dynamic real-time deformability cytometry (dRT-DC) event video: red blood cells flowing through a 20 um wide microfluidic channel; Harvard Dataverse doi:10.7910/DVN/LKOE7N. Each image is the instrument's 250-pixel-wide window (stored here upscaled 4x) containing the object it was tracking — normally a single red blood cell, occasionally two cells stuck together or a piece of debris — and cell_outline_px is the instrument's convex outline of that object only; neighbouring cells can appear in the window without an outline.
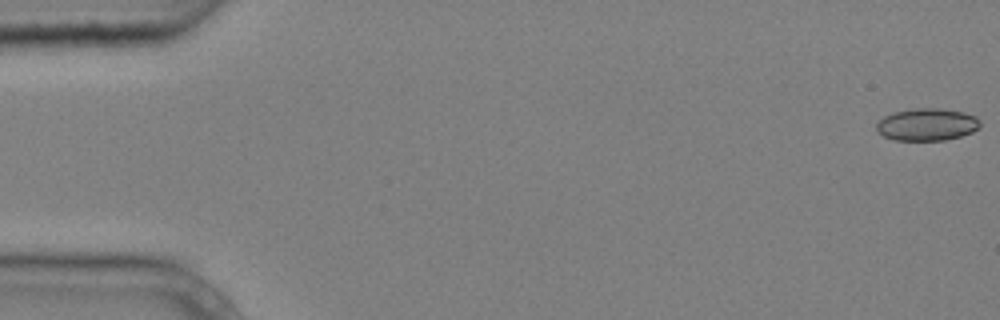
{"species": "common noctule bat (a hibernating species)", "species_latin": "Nyctalus noctula", "temperature_condition": "cold", "stored_images_in_passage": 10, "camera_frame_rate_fps": 3000, "um_per_image_px": 0.085, "animal": {"sex": "male", "body_mass_g": 20.4}, "frame": {"image": 1, "passage_image": 1, "time_ms": 0.0, "image_size_px": [1000, 320], "cell_outline_px": [[980, 128], [972, 132], [960, 136], [944, 140], [896, 140], [884, 136], [876, 132], [876, 124], [884, 116], [892, 112], [916, 108], [940, 108], [964, 112], [976, 116], [980, 120]], "centroid_in_image_um": [78.8, 10.57], "position_along_channel_um": 6.2, "area_um2": 19.65}}
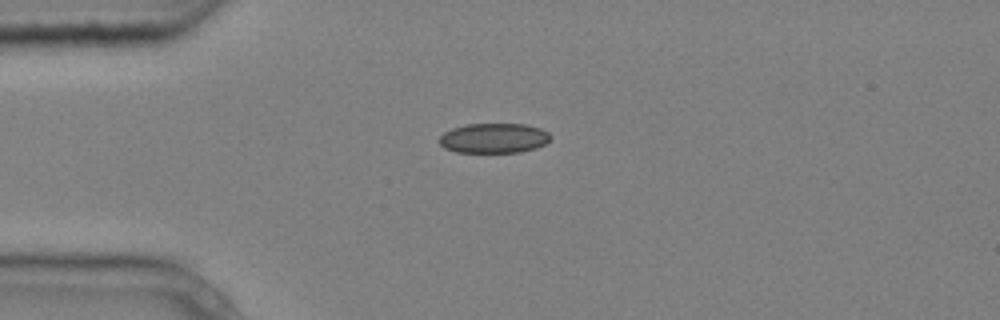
{"frame": {"image": 2, "passage_image": 4, "time_ms": 1.0, "image_size_px": [1000, 320], "cell_outline_px": [[552, 136], [544, 144], [536, 148], [520, 152], [456, 152], [444, 148], [436, 140], [444, 132], [452, 128], [468, 124], [528, 124], [540, 128], [548, 132]], "centroid_in_image_um": [41.96, 11.74], "position_along_channel_um": 43.0, "area_um2": 19.48}}
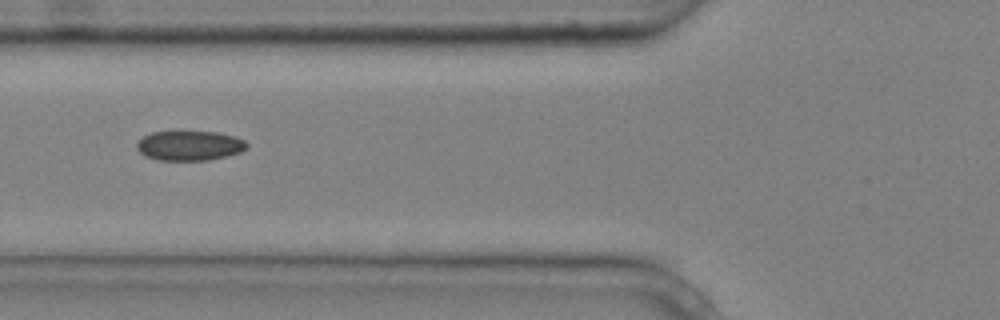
{"frame": {"image": 3, "passage_image": 6, "time_ms": 1.667, "image_size_px": [1000, 320], "cell_outline_px": [[248, 148], [240, 152], [208, 160], [160, 160], [148, 156], [140, 152], [136, 148], [136, 144], [144, 136], [152, 132], [216, 132], [232, 136], [244, 140], [248, 144]], "centroid_in_image_um": [16.12, 12.38], "position_along_channel_um": 109.7, "area_um2": 18.73}}